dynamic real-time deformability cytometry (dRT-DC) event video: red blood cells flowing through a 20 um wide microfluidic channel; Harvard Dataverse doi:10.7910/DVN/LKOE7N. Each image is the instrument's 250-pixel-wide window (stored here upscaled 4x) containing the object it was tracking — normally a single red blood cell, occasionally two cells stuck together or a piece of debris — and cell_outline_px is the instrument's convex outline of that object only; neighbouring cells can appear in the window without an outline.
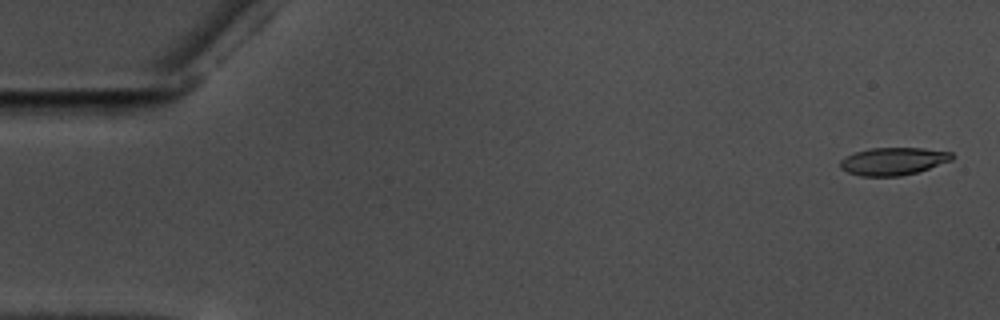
{"species": "common noctule bat (a hibernating species)", "species_latin": "Nyctalus noctula", "temperature_condition": "warm", "stored_images_in_passage": 58, "camera_frame_rate_fps": 3000, "um_per_image_px": 0.085, "animal": {"sex": "male", "body_mass_g": 17.5, "forearm_length_mm": 52.3}, "frame": {"image": 1, "passage_image": 2, "time_ms": 0.333, "image_size_px": [1000, 320], "cell_outline_px": [[956, 156], [952, 160], [916, 172], [900, 176], [860, 176], [848, 172], [840, 168], [840, 160], [856, 152], [868, 148], [924, 148], [952, 152]], "centroid_in_image_um": [75.94, 13.7], "position_along_channel_um": 9.1, "area_um2": 17.92}}
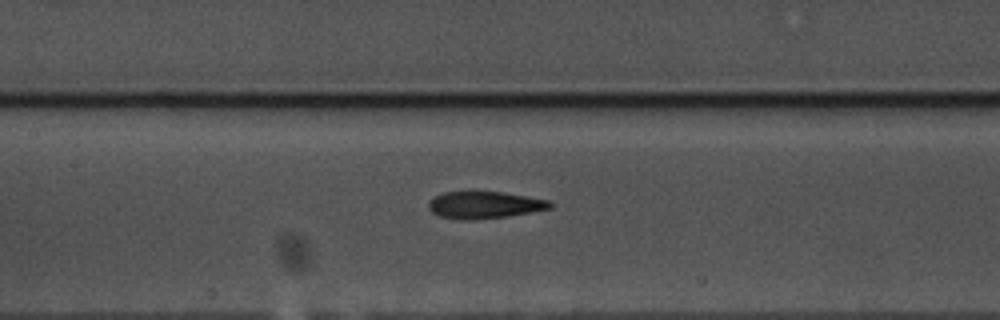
{"frame": {"image": 2, "passage_image": 27, "time_ms": 8.667, "image_size_px": [1000, 320], "cell_outline_px": [[552, 208], [508, 216], [472, 220], [460, 220], [440, 216], [432, 212], [428, 208], [428, 204], [436, 196], [444, 192], [504, 192], [548, 200], [552, 204]], "centroid_in_image_um": [41.18, 17.43], "position_along_channel_um": 166.2, "area_um2": 18.96}}
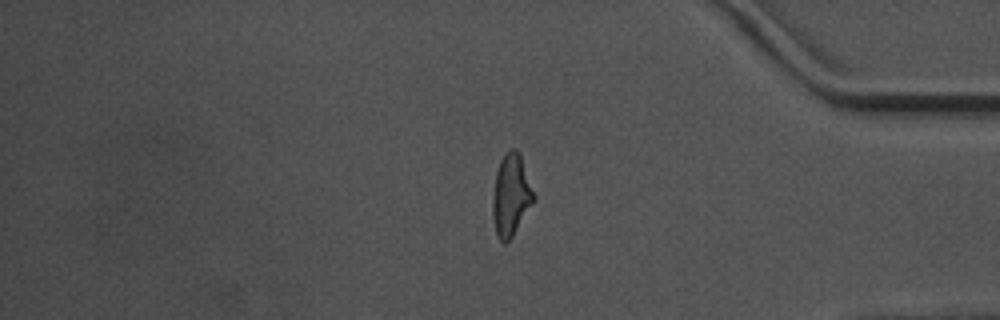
{"frame": {"image": 3, "passage_image": 48, "time_ms": 15.667, "image_size_px": [1000, 320], "cell_outline_px": [[536, 200], [512, 236], [504, 244], [496, 236], [492, 216], [492, 196], [496, 172], [500, 160], [508, 148], [516, 148], [520, 152], [536, 196]], "centroid_in_image_um": [43.44, 16.56], "position_along_channel_um": 391.8, "area_um2": 20.06}, "authors_computed_cell_mechanics": {"area_um2": 19.3919, "velocity_mm_per_s": 3.5638, "shape_relaxation_time_tau1_ms": 5.6225, "shape_relaxation_time_tau2_ms": 2.5225, "deformation_change_tau1": 0.189, "deformation_change_tau2": 0.1257}}